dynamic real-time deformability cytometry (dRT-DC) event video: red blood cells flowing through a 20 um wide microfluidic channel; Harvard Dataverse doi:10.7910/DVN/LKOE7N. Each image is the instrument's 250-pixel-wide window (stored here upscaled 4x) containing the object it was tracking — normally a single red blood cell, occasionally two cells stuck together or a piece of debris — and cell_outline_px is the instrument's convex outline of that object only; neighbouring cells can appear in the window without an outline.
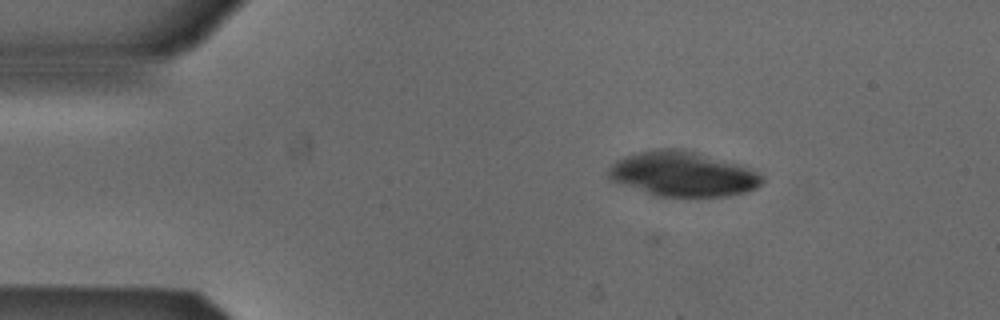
{"species": "Egyptian fruit bat (a non-hibernating species)", "species_latin": "Rousettus aegyptiacus", "temperature_condition": "cold", "stored_images_in_passage": 5, "camera_frame_rate_fps": 3000, "um_per_image_px": 0.085, "animal": {"sex": "male"}, "frame": {"image": 1, "passage_image": 1, "time_ms": 0.0, "image_size_px": [1000, 320], "cell_outline_px": [[764, 180], [756, 188], [748, 192], [728, 196], [660, 196], [612, 180], [608, 176], [608, 168], [616, 160], [624, 156], [640, 152], [660, 148], [680, 148], [744, 164], [760, 172], [764, 176]], "centroid_in_image_um": [58.14, 14.77], "position_along_channel_um": 26.9, "area_um2": 40.23}}